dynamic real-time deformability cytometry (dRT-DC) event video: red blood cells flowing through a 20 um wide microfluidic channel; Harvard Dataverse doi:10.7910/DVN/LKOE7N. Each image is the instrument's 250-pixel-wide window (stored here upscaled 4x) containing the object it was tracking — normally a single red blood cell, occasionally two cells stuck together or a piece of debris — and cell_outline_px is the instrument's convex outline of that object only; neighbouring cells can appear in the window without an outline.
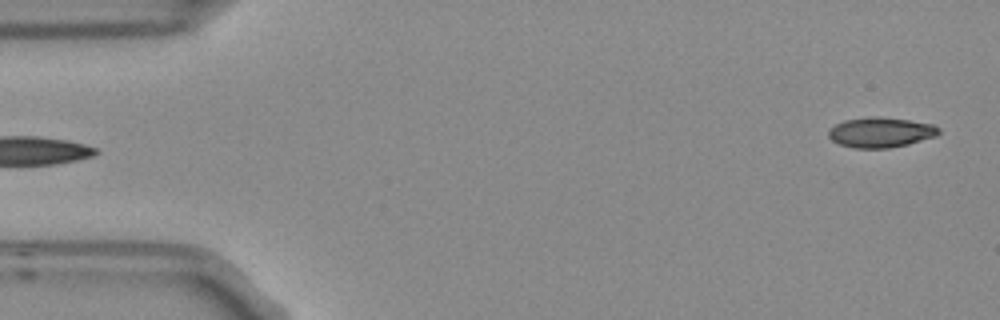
{"species": "Egyptian fruit bat (a non-hibernating species)", "species_latin": "Rousettus aegyptiacus", "temperature_condition": "room temperature", "stored_images_in_passage": 3, "segment_of_instrument_passage": [2, 2], "camera_frame_rate_fps": 3000, "um_per_image_px": 0.085, "frame": {"image": 1, "passage_image": 3, "time_ms": 0.667, "image_size_px": [1000, 320], "cell_outline_px": [[940, 132], [936, 136], [908, 144], [888, 148], [852, 148], [840, 144], [832, 140], [828, 136], [828, 128], [844, 120], [872, 116], [876, 116], [908, 120], [932, 124], [940, 128]], "centroid_in_image_um": [74.83, 11.25], "position_along_channel_um": 10.2, "area_um2": 19.36}}